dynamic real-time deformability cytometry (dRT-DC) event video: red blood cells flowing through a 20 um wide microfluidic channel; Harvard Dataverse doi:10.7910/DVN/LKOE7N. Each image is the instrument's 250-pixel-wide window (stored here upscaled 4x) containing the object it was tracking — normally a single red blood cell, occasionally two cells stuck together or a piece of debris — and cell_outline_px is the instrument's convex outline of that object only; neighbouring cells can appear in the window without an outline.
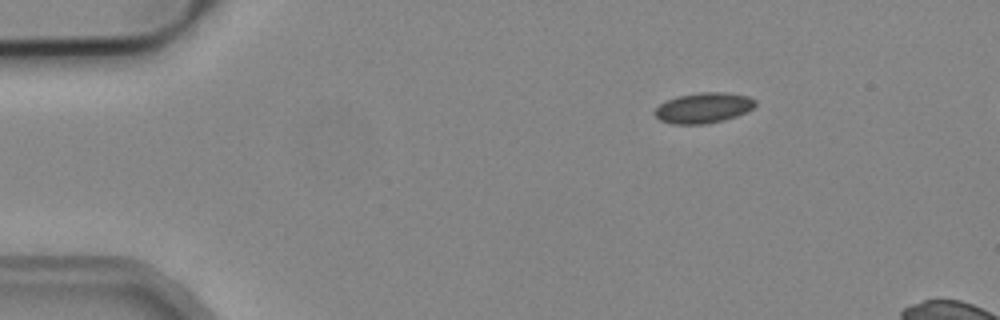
{"species": "common noctule bat (a hibernating species)", "species_latin": "Nyctalus noctula", "temperature_condition": "cold", "stored_images_in_passage": 3, "camera_frame_rate_fps": 3000, "um_per_image_px": 0.085, "animal": {"sex": "male", "body_mass_g": 19.2, "forearm_length_mm": 51.8}, "frame": {"image": 1, "passage_image": 3, "time_ms": 0.667, "image_size_px": [1000, 320], "cell_outline_px": [[756, 104], [748, 112], [724, 120], [704, 124], [672, 124], [660, 120], [652, 112], [660, 104], [676, 96], [700, 92], [728, 92], [748, 96], [756, 100]], "centroid_in_image_um": [59.8, 9.16], "position_along_channel_um": 25.2, "area_um2": 17.98}}